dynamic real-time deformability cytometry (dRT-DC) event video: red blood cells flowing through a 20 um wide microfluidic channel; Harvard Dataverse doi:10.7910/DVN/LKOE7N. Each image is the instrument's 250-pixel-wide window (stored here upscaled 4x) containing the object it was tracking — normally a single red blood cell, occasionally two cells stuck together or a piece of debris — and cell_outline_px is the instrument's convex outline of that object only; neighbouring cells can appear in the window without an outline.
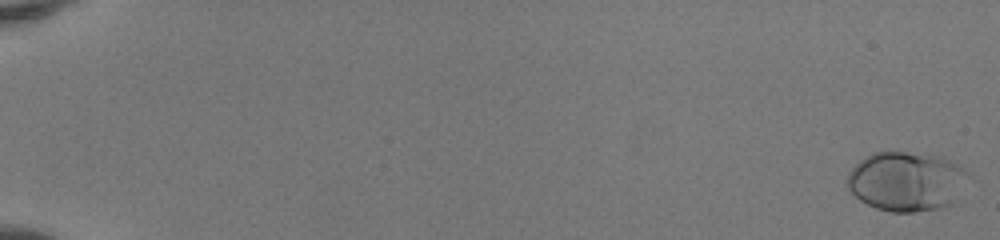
{"species": "human", "species_latin": "Homo sapiens", "temperature_condition": "room temperature", "stored_images_in_passage": 52, "camera_frame_rate_fps": 3000, "um_per_image_px": 0.085, "donor": {"sex": "female"}, "frame": {"image": 1, "passage_image": 1, "time_ms": 0.0, "image_size_px": [1000, 240], "cell_outline_px": [[964, 172], [948, 204], [936, 208], [912, 212], [892, 212], [876, 208], [860, 200], [848, 188], [848, 172], [864, 156], [872, 152], [904, 152], [940, 156], [964, 168]], "centroid_in_image_um": [76.87, 15.39], "position_along_channel_um": 8.1, "area_um2": 40.17}}
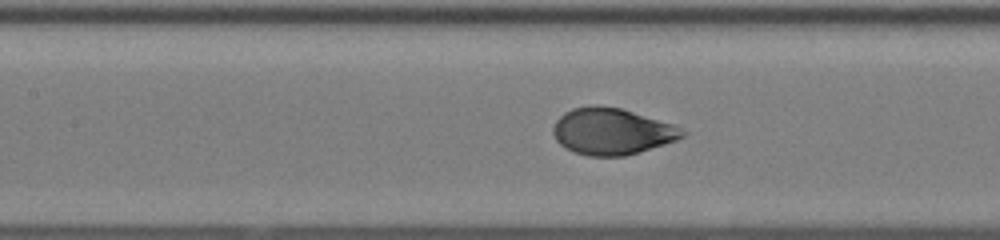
{"frame": {"image": 2, "passage_image": 27, "time_ms": 8.667, "image_size_px": [1000, 240], "cell_outline_px": [[688, 132], [684, 136], [676, 140], [640, 152], [624, 156], [588, 156], [564, 148], [556, 140], [552, 132], [552, 128], [556, 120], [564, 112], [572, 108], [592, 104], [600, 104], [620, 108], [672, 124]], "centroid_in_image_um": [51.97, 11.16], "position_along_channel_um": 155.4, "area_um2": 35.14}}
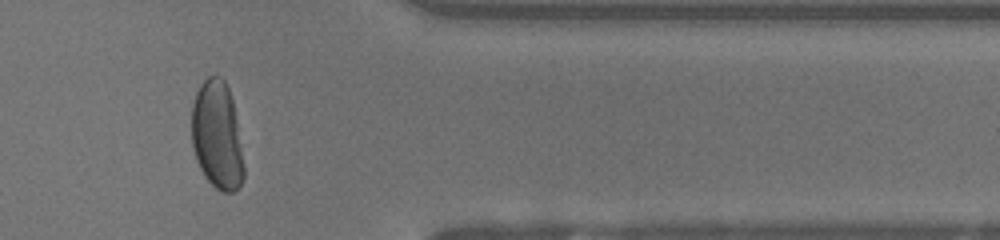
{"frame": {"image": 3, "passage_image": 45, "time_ms": 14.667, "image_size_px": [1000, 240], "cell_outline_px": [[244, 176], [240, 184], [232, 192], [224, 192], [216, 188], [204, 176], [196, 160], [192, 144], [192, 104], [196, 92], [200, 84], [208, 76], [220, 76], [224, 80], [228, 88], [232, 100], [244, 168]], "centroid_in_image_um": [18.42, 11.5], "position_along_channel_um": 393.0, "area_um2": 32.43}, "authors_computed_cell_mechanics": {"area_um2": 35.836, "velocity_mm_per_s": 4.1185, "shape_relaxation_time_tau1_ms": 3.396, "shape_relaxation_time_tau2_ms": null, "deformation_change_tau1": 0.1829, "deformation_change_tau2": null}}